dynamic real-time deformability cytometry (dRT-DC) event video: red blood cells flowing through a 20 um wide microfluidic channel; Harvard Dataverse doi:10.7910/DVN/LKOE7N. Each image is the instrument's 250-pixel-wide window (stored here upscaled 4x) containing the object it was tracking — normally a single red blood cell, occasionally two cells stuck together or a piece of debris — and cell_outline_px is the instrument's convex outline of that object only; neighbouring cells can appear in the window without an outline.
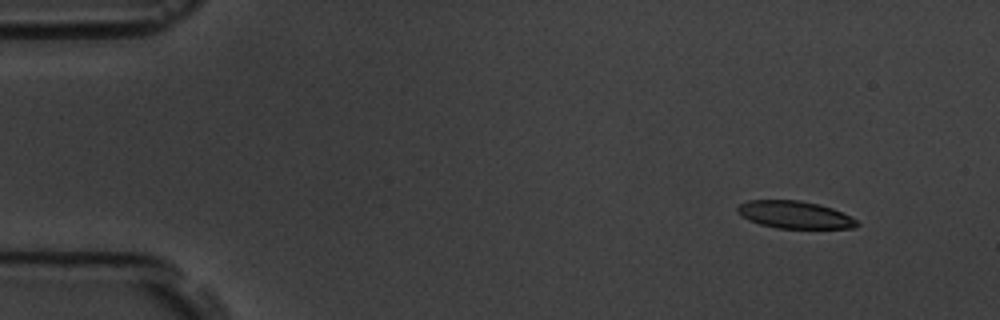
{"species": "common noctule bat (a hibernating species)", "species_latin": "Nyctalus noctula", "temperature_condition": "room temperature", "stored_images_in_passage": 10, "camera_frame_rate_fps": 3000, "um_per_image_px": 0.085, "animal": {"sex": "male", "body_mass_g": 19.5, "forearm_length_mm": 54.6}, "frame": {"image": 1, "passage_image": 1, "time_ms": 0.0, "image_size_px": [1000, 320], "cell_outline_px": [[860, 224], [856, 228], [776, 228], [760, 224], [748, 220], [736, 212], [736, 208], [740, 204], [748, 200], [800, 200], [832, 208], [856, 220]], "centroid_in_image_um": [67.5, 18.25], "position_along_channel_um": 17.5, "area_um2": 18.96}}
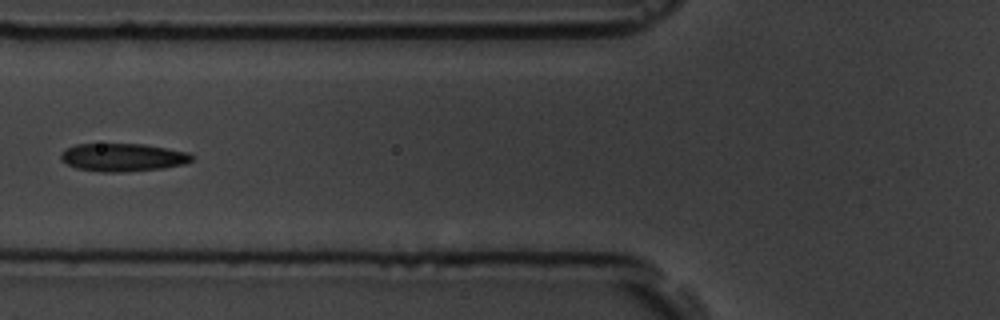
{"frame": {"image": 2, "passage_image": 6, "time_ms": 5.667, "image_size_px": [1000, 320], "cell_outline_px": [[196, 156], [192, 160], [184, 164], [164, 168], [124, 172], [100, 172], [76, 168], [60, 160], [60, 152], [76, 144], [144, 144], [168, 148], [188, 152]], "centroid_in_image_um": [10.46, 13.38], "position_along_channel_um": 115.3, "area_um2": 21.56}}
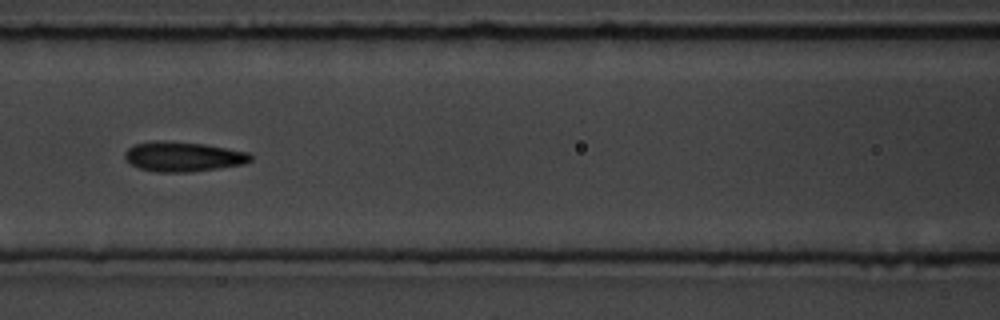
{"frame": {"image": 3, "passage_image": 7, "time_ms": 6.667, "image_size_px": [1000, 320], "cell_outline_px": [[252, 160], [244, 164], [192, 172], [156, 172], [140, 168], [132, 164], [124, 156], [124, 152], [132, 144], [152, 140], [160, 140], [204, 144], [248, 152], [252, 156]], "centroid_in_image_um": [15.54, 13.3], "position_along_channel_um": 151.1, "area_um2": 21.91}}